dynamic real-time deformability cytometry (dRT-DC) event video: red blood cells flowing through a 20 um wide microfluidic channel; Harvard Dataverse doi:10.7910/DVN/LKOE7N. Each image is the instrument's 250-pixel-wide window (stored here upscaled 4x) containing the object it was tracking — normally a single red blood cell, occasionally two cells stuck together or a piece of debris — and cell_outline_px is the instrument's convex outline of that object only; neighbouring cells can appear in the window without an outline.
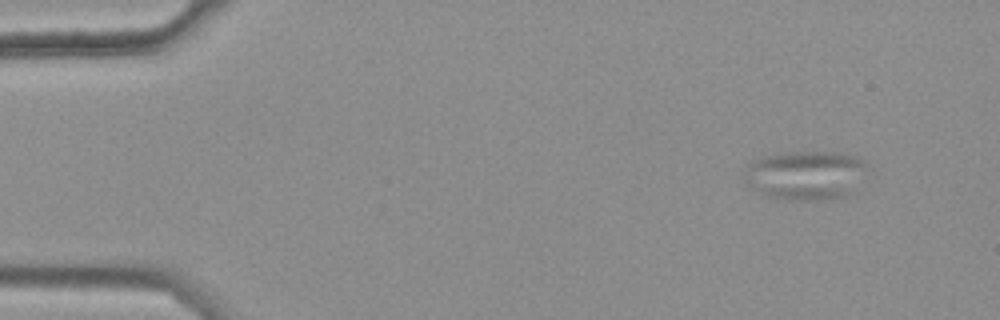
{"species": "common noctule bat (a hibernating species)", "species_latin": "Nyctalus noctula", "temperature_condition": "warm", "stored_images_in_passage": 51, "segment_of_instrument_passage": [1, 2], "camera_frame_rate_fps": 3000, "um_per_image_px": 0.085, "animal": {"sex": "female", "body_mass_g": 25.1}, "frame": {"image": 1, "passage_image": 7, "time_ms": 2.0, "image_size_px": [1000, 320], "cell_outline_px": [[868, 164], [848, 196], [820, 200], [792, 200], [764, 196], [748, 184], [744, 176], [744, 172], [748, 164], [752, 160], [764, 156], [792, 152], [836, 152], [852, 156], [864, 160]], "centroid_in_image_um": [68.42, 14.89], "position_along_channel_um": 16.6, "area_um2": 34.85}}
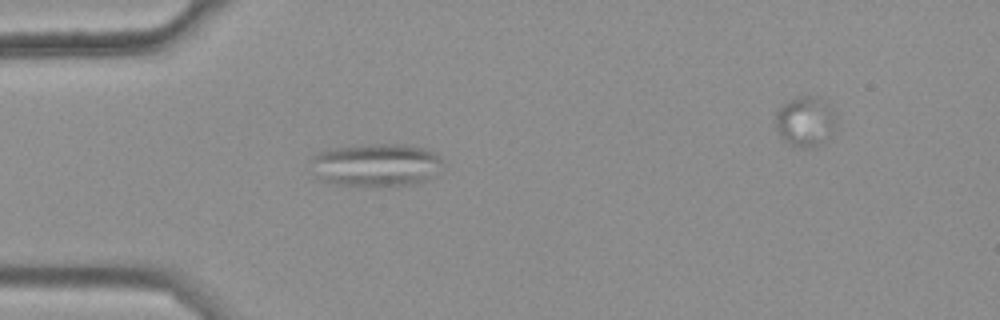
{"frame": {"image": 2, "passage_image": 18, "time_ms": 5.667, "image_size_px": [1000, 320], "cell_outline_px": [[444, 160], [420, 184], [336, 184], [320, 180], [312, 160], [312, 156], [316, 152], [332, 148], [372, 144], [404, 144], [424, 148], [432, 152]], "centroid_in_image_um": [31.93, 13.98], "position_along_channel_um": 53.1, "area_um2": 31.79}}